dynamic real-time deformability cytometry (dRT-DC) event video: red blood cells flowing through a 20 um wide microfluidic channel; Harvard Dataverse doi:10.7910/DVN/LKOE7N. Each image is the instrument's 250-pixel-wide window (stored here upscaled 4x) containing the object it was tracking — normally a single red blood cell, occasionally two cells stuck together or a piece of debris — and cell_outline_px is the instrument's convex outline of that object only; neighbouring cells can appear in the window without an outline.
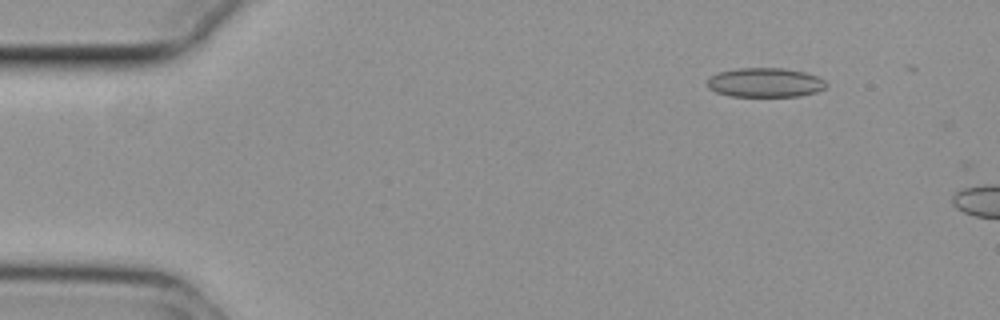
{"species": "common noctule bat (a hibernating species)", "species_latin": "Nyctalus noctula", "temperature_condition": "cold", "stored_images_in_passage": 11, "camera_frame_rate_fps": 3000, "um_per_image_px": 0.085, "animal": {"sex": "female", "body_mass_g": 29.2, "forearm_length_mm": 56.3}, "frame": {"image": 1, "passage_image": 7, "time_ms": 2.0, "image_size_px": [1000, 320], "cell_outline_px": [[828, 84], [824, 88], [816, 92], [800, 96], [728, 96], [716, 92], [708, 88], [704, 84], [708, 76], [720, 72], [736, 68], [784, 68], [804, 72], [816, 76], [824, 80]], "centroid_in_image_um": [64.97, 7.01], "position_along_channel_um": 20.0, "area_um2": 20.52}}